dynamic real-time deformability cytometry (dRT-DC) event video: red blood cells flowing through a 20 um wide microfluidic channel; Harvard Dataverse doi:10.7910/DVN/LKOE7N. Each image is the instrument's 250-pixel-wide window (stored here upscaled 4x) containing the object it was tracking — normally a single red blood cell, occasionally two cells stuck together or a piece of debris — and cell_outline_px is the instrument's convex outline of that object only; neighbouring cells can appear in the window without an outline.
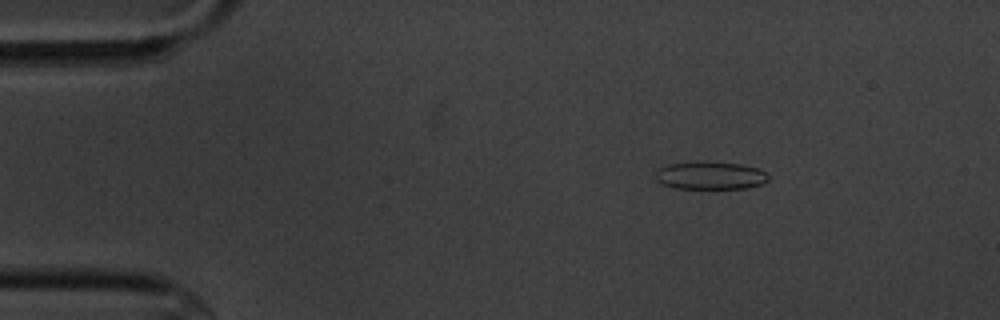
{"species": "common noctule bat (a hibernating species)", "species_latin": "Nyctalus noctula", "temperature_condition": "cold", "stored_images_in_passage": 6, "camera_frame_rate_fps": 3000, "um_per_image_px": 0.085, "animal": {"sex": "male", "body_mass_g": 20.1, "forearm_length_mm": 53.5}, "frame": {"image": 1, "passage_image": 3, "time_ms": 2.333, "image_size_px": [1000, 320], "cell_outline_px": [[768, 180], [760, 184], [744, 188], [676, 188], [660, 184], [656, 180], [656, 172], [660, 168], [668, 164], [700, 160], [744, 164], [756, 168], [764, 172], [768, 176]], "centroid_in_image_um": [60.33, 14.89], "position_along_channel_um": 24.7, "area_um2": 18.44}}